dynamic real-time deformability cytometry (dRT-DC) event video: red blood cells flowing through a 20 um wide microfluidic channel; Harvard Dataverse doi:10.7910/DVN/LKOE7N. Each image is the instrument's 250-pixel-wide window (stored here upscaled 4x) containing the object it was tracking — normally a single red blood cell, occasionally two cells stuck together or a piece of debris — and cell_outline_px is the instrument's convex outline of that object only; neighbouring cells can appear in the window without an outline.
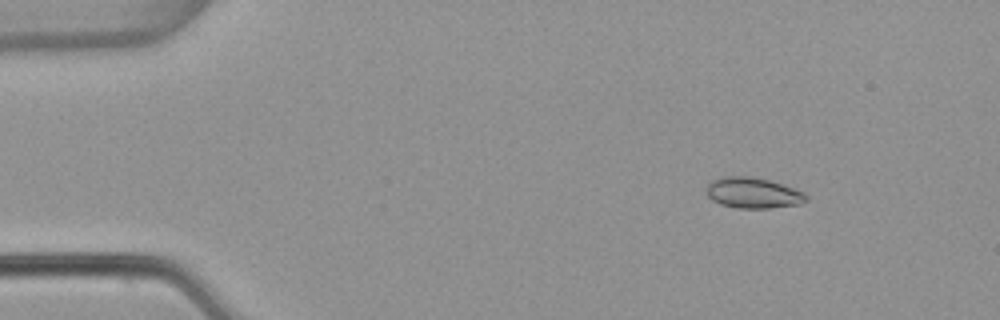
{"species": "common noctule bat (a hibernating species)", "species_latin": "Nyctalus noctula", "temperature_condition": "warm", "stored_images_in_passage": 5, "camera_frame_rate_fps": 3000, "um_per_image_px": 0.085, "animal": {"sex": "female", "body_mass_g": 22.7, "forearm_length_mm": 54.2}, "frame": {"image": 1, "passage_image": 2, "time_ms": 0.333, "image_size_px": [1000, 320], "cell_outline_px": [[808, 200], [800, 204], [768, 208], [736, 208], [720, 204], [712, 200], [708, 196], [704, 188], [712, 180], [724, 176], [748, 176], [768, 180], [804, 192], [808, 196]], "centroid_in_image_um": [63.97, 16.4], "position_along_channel_um": 21.0, "area_um2": 17.86}}
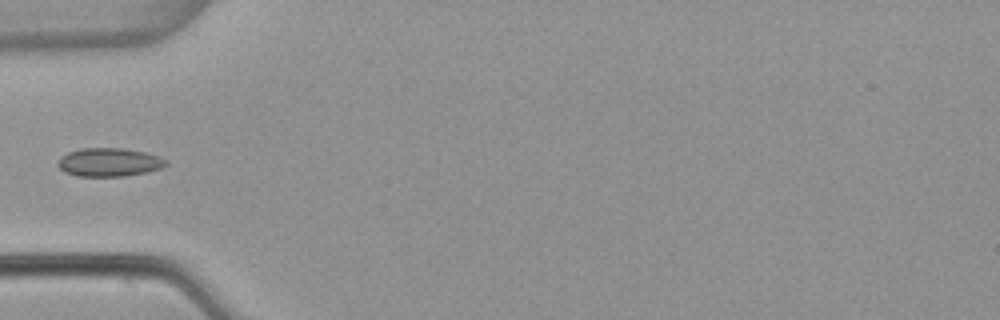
{"frame": {"image": 2, "passage_image": 5, "time_ms": 1.333, "image_size_px": [1000, 320], "cell_outline_px": [[168, 164], [160, 168], [144, 172], [124, 176], [76, 176], [64, 172], [56, 164], [60, 156], [68, 152], [84, 148], [124, 148], [144, 152], [160, 156], [168, 160]], "centroid_in_image_um": [9.26, 13.78], "position_along_channel_um": 75.7, "area_um2": 17.98}}